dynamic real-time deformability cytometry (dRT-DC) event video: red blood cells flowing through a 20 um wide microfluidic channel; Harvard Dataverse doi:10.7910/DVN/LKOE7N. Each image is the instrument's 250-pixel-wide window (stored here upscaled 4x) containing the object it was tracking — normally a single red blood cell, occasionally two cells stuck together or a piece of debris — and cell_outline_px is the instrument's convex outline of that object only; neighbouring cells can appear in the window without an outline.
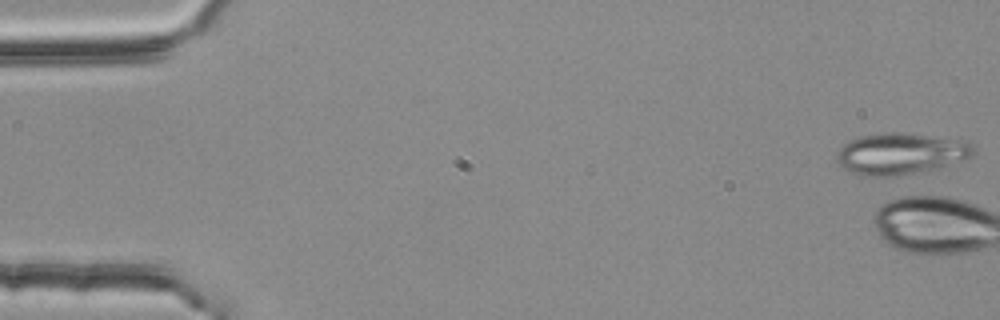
{"species": "common noctule bat (a hibernating species)", "species_latin": "Nyctalus noctula", "temperature_condition": "room temperature", "stored_images_in_passage": 3, "camera_frame_rate_fps": 3000, "um_per_image_px": 0.085, "animal": {"sex": "female", "body_mass_g": 25.1}, "frame": {"image": 1, "passage_image": 1, "time_ms": 0.0, "image_size_px": [1000, 320], "cell_outline_px": [[976, 152], [968, 156], [936, 168], [896, 176], [868, 176], [852, 172], [844, 168], [836, 160], [836, 152], [848, 140], [860, 136], [892, 132], [968, 140], [972, 144]], "centroid_in_image_um": [76.51, 13.05], "position_along_channel_um": 8.5, "area_um2": 32.43}}